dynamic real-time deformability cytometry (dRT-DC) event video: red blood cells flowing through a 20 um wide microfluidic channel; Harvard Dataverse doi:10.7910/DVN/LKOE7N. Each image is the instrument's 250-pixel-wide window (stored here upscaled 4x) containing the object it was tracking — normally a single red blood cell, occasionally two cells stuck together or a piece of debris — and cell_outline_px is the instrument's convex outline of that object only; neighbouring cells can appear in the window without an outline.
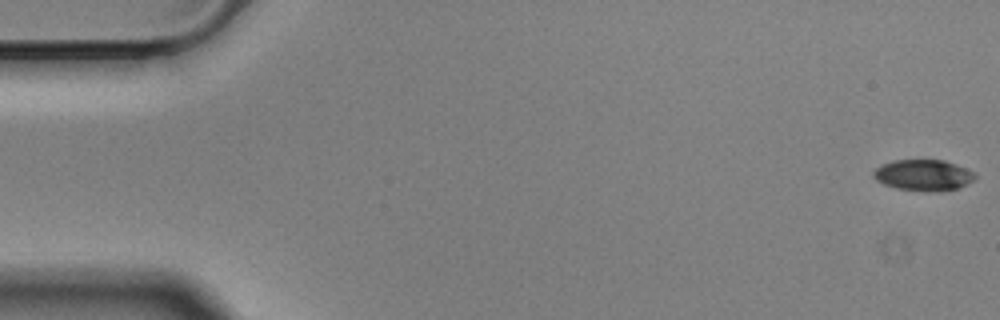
{"species": "Egyptian fruit bat (a non-hibernating species)", "species_latin": "Rousettus aegyptiacus", "temperature_condition": "cold", "stored_images_in_passage": 57, "camera_frame_rate_fps": 3000, "um_per_image_px": 0.085, "animal": {"sex": "male"}, "frame": {"image": 1, "passage_image": 1, "time_ms": 0.0, "image_size_px": [1000, 320], "cell_outline_px": [[976, 176], [972, 180], [956, 188], [940, 192], [896, 188], [884, 184], [876, 180], [872, 176], [872, 172], [876, 168], [884, 164], [896, 160], [944, 160], [956, 164], [972, 172]], "centroid_in_image_um": [78.45, 14.88], "position_along_channel_um": 6.6, "area_um2": 18.03}}
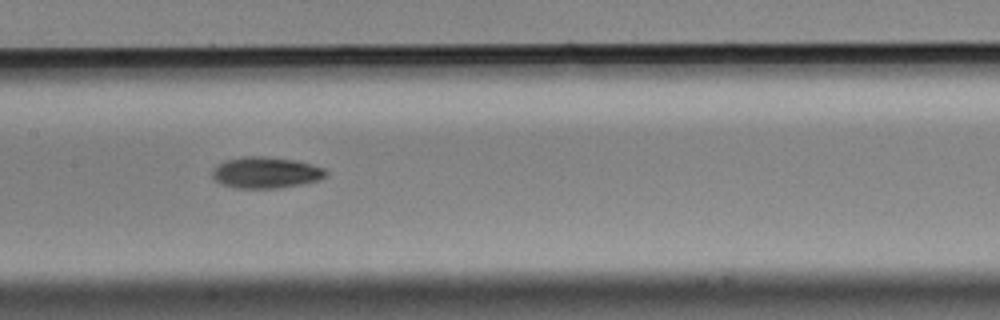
{"frame": {"image": 2, "passage_image": 28, "time_ms": 9.0, "image_size_px": [1000, 320], "cell_outline_px": [[328, 176], [320, 180], [280, 188], [236, 188], [220, 184], [212, 176], [212, 168], [216, 164], [224, 160], [244, 156], [264, 156], [296, 160], [312, 164], [324, 168], [328, 172]], "centroid_in_image_um": [22.59, 14.66], "position_along_channel_um": 184.8, "area_um2": 21.04}}
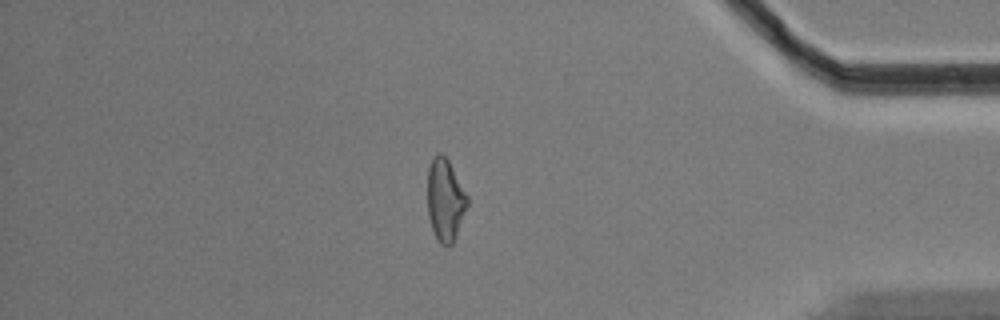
{"frame": {"image": 3, "passage_image": 49, "time_ms": 16.0, "image_size_px": [1000, 320], "cell_outline_px": [[468, 204], [456, 236], [452, 244], [448, 248], [440, 244], [436, 240], [428, 216], [428, 168], [436, 152], [440, 152], [448, 160], [468, 196]], "centroid_in_image_um": [37.84, 17.03], "position_along_channel_um": 397.4, "area_um2": 19.13}, "authors_computed_cell_mechanics": {"area_um2": 19.7676, "velocity_mm_per_s": 3.5195, "shape_relaxation_time_tau1_ms": 5.8684, "shape_relaxation_time_tau2_ms": null, "deformation_change_tau1": 0.146, "deformation_change_tau2": null}}